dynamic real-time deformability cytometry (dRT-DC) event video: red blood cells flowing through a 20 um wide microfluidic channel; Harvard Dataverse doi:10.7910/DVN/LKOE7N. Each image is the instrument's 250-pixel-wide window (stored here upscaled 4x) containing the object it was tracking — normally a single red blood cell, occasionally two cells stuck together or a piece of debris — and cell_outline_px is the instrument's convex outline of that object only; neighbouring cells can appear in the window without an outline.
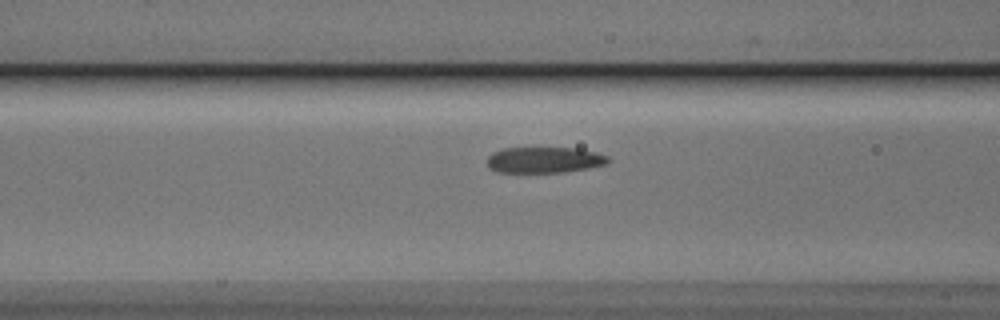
{"species": "Egyptian fruit bat (a non-hibernating species)", "species_latin": "Rousettus aegyptiacus", "temperature_condition": "cold", "stored_images_in_passage": 30, "camera_frame_rate_fps": 3000, "um_per_image_px": 0.085, "animal": {"sex": "male"}, "frame": {"image": 1, "passage_image": 6, "time_ms": 1.667, "image_size_px": [1000, 320], "cell_outline_px": [[612, 160], [608, 164], [588, 168], [564, 172], [496, 172], [488, 168], [488, 156], [492, 152], [504, 148], [576, 148], [596, 152], [608, 156]], "centroid_in_image_um": [46.29, 13.59], "position_along_channel_um": 120.3, "area_um2": 18.44}}
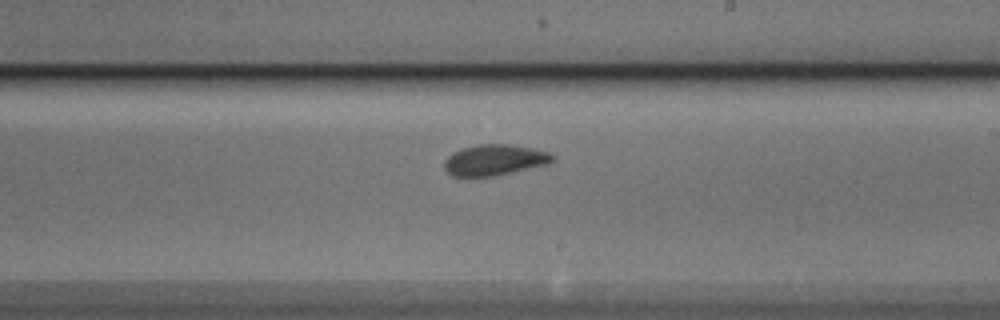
{"frame": {"image": 2, "passage_image": 16, "time_ms": 5.0, "image_size_px": [1000, 320], "cell_outline_px": [[556, 160], [548, 164], [492, 176], [452, 176], [444, 168], [444, 160], [448, 156], [464, 148], [480, 144], [508, 144], [532, 148], [548, 152], [556, 156]], "centroid_in_image_um": [42.07, 13.59], "position_along_channel_um": 246.9, "area_um2": 19.25}}
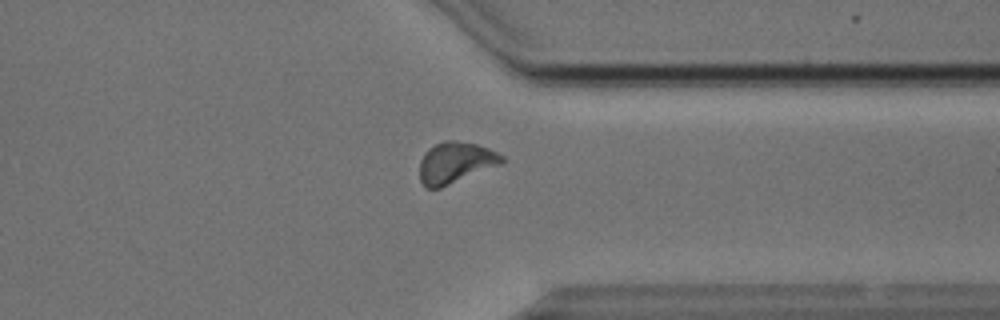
{"frame": {"image": 3, "passage_image": 26, "time_ms": 8.333, "image_size_px": [1000, 320], "cell_outline_px": [[504, 160], [500, 164], [440, 188], [428, 188], [420, 180], [420, 160], [424, 152], [428, 148], [444, 140], [452, 140], [476, 144], [488, 148], [504, 156]], "centroid_in_image_um": [38.69, 13.81], "position_along_channel_um": 372.7, "area_um2": 19.48}, "authors_computed_cell_mechanics": {"area_um2": 19.1896, "velocity_mm_per_s": 3.8056, "shape_relaxation_time_tau1_ms": 2.9205, "shape_relaxation_time_tau2_ms": 1.2311, "deformation_change_tau1": 0.1179, "deformation_change_tau2": 0.06}}